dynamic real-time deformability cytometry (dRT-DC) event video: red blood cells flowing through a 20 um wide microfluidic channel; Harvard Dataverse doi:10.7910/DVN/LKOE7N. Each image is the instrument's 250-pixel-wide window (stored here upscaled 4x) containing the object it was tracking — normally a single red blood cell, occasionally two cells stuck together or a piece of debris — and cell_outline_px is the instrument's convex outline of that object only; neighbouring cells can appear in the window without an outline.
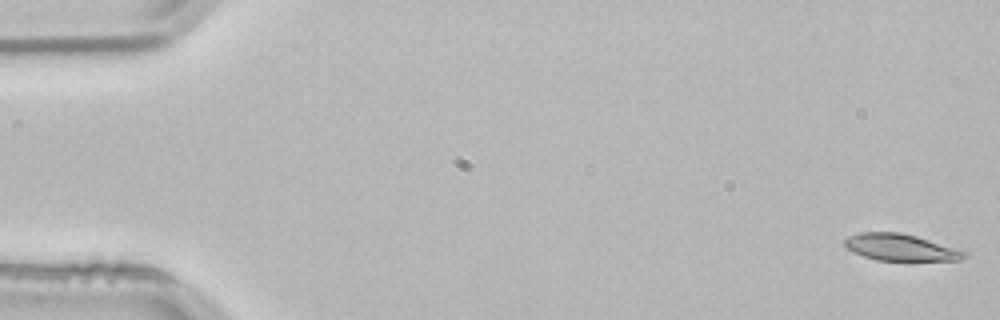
{"species": "common noctule bat (a hibernating species)", "species_latin": "Nyctalus noctula", "temperature_condition": "room temperature", "stored_images_in_passage": 53, "camera_frame_rate_fps": 3000, "um_per_image_px": 0.085, "animal": {"sex": "male", "body_mass_g": 21.5, "forearm_length_mm": 52.0}, "frame": {"image": 1, "passage_image": 1, "time_ms": 0.0, "image_size_px": [1000, 320], "cell_outline_px": [[968, 256], [960, 260], [876, 260], [852, 252], [844, 244], [844, 240], [848, 236], [860, 232], [900, 232], [964, 248], [968, 252]], "centroid_in_image_um": [76.65, 21.02], "position_along_channel_um": 8.4, "area_um2": 19.02}}
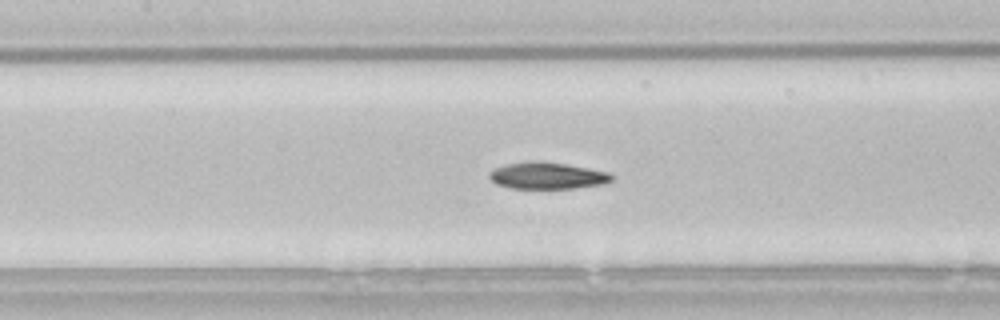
{"frame": {"image": 2, "passage_image": 24, "time_ms": 7.667, "image_size_px": [1000, 320], "cell_outline_px": [[612, 180], [604, 184], [576, 188], [512, 188], [496, 184], [488, 176], [488, 172], [504, 164], [532, 160], [540, 160], [588, 168], [608, 172], [612, 176]], "centroid_in_image_um": [46.49, 14.92], "position_along_channel_um": 160.9, "area_um2": 19.07}}
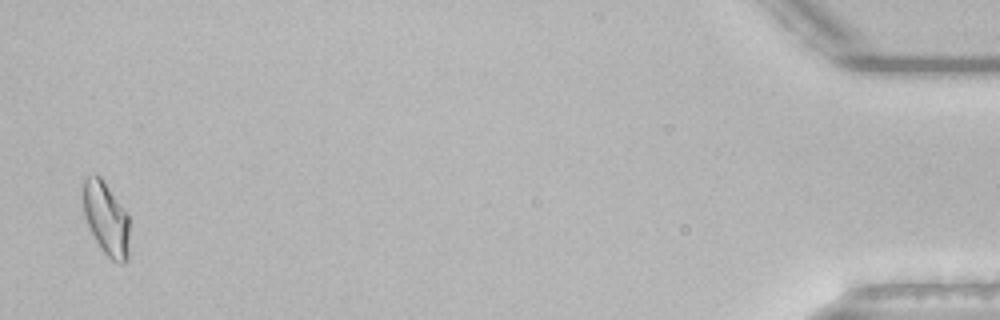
{"frame": {"image": 3, "passage_image": 52, "time_ms": 17.0, "image_size_px": [1000, 320], "cell_outline_px": [[128, 256], [124, 264], [120, 264], [112, 260], [100, 248], [88, 228], [84, 216], [84, 180], [88, 176], [100, 176], [128, 212]], "centroid_in_image_um": [9.04, 18.61], "position_along_channel_um": 426.2, "area_um2": 19.71}, "authors_computed_cell_mechanics": {"area_um2": 18.9584, "velocity_mm_per_s": 3.8212, "shape_relaxation_time_tau1_ms": 7.3357, "shape_relaxation_time_tau2_ms": 3.9781, "deformation_change_tau1": 0.1786, "deformation_change_tau2": 0.0987}}